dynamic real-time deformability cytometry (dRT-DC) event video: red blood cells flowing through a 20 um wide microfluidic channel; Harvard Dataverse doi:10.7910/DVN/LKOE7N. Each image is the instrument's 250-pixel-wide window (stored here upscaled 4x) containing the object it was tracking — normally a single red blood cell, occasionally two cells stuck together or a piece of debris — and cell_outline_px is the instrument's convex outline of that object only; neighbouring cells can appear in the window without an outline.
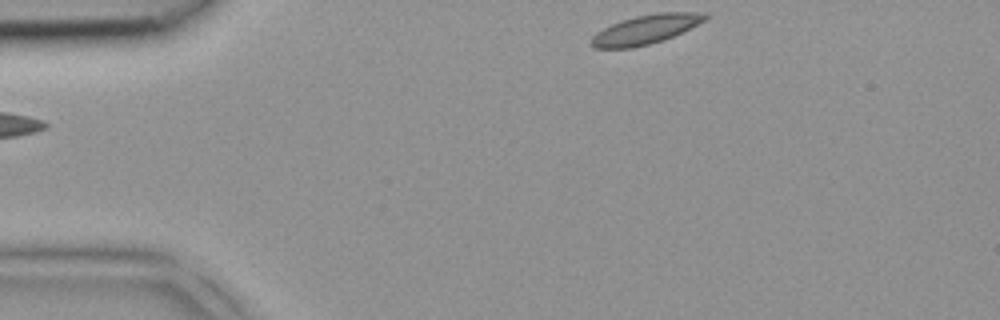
{"species": "common noctule bat (a hibernating species)", "species_latin": "Nyctalus noctula", "temperature_condition": "room temperature", "stored_images_in_passage": 4, "segment_of_instrument_passage": [2, 2], "camera_frame_rate_fps": 3000, "um_per_image_px": 0.085, "animal": {"sex": "female", "body_mass_g": 18.4}, "frame": {"image": 1, "passage_image": 4, "time_ms": 1.0, "image_size_px": [1000, 320], "cell_outline_px": [[708, 16], [704, 20], [664, 40], [632, 48], [596, 48], [588, 44], [592, 36], [596, 32], [612, 24], [636, 16], [656, 12], [704, 12]], "centroid_in_image_um": [54.83, 2.5], "position_along_channel_um": 30.2, "area_um2": 19.07}}